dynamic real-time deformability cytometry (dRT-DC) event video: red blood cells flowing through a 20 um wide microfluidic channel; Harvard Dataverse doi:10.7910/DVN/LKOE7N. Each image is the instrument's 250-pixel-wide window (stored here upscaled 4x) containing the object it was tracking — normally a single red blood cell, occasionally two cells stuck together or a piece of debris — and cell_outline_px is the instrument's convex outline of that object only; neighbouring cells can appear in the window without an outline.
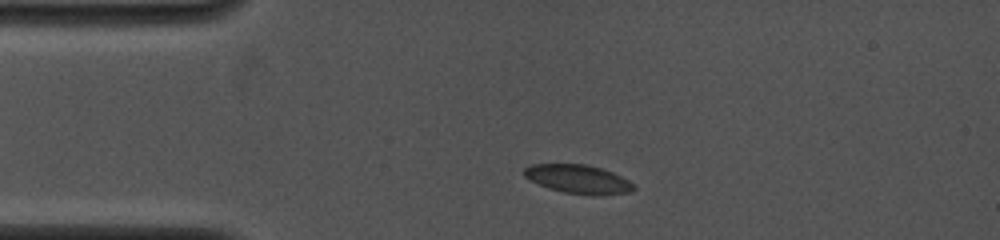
{"species": "common noctule bat (a hibernating species)", "species_latin": "Nyctalus noctula", "temperature_condition": "cold", "stored_images_in_passage": 9, "camera_frame_rate_fps": 4000, "um_per_image_px": 0.085, "animal": {"sex": "female", "body_mass_g": 19.0, "forearm_length_mm": 53.3}, "frame": {"image": 1, "passage_image": 3, "time_ms": 1.25, "image_size_px": [1000, 240], "cell_outline_px": [[636, 188], [632, 192], [596, 196], [592, 196], [564, 192], [548, 188], [524, 176], [524, 168], [532, 164], [588, 164], [612, 172], [636, 184]], "centroid_in_image_um": [49.2, 15.24], "position_along_channel_um": 35.8, "area_um2": 18.44}}
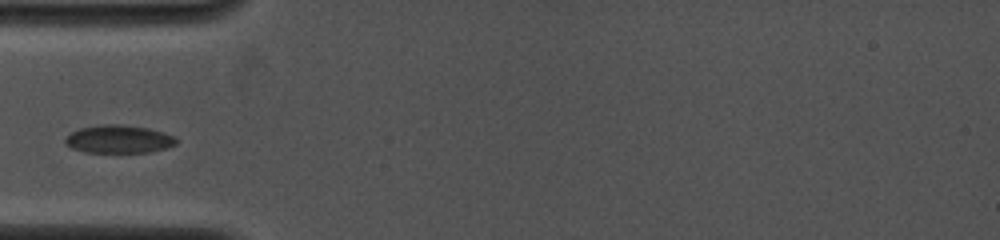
{"frame": {"image": 2, "passage_image": 6, "time_ms": 3.0, "image_size_px": [1000, 240], "cell_outline_px": [[176, 144], [168, 148], [148, 152], [84, 152], [72, 148], [64, 140], [72, 132], [80, 128], [100, 124], [120, 124], [148, 128], [164, 132], [176, 136]], "centroid_in_image_um": [10.14, 11.82], "position_along_channel_um": 74.9, "area_um2": 18.09}}
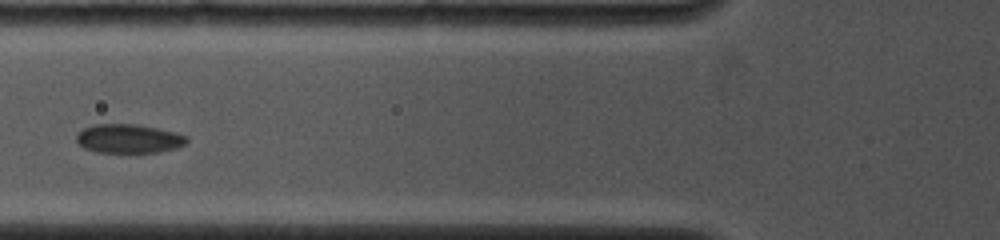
{"frame": {"image": 3, "passage_image": 8, "time_ms": 4.0, "image_size_px": [1000, 240], "cell_outline_px": [[188, 140], [184, 144], [176, 148], [156, 152], [96, 152], [84, 148], [76, 140], [76, 136], [84, 128], [92, 124], [136, 124], [156, 128], [188, 136]], "centroid_in_image_um": [10.92, 11.78], "position_along_channel_um": 114.9, "area_um2": 18.38}}